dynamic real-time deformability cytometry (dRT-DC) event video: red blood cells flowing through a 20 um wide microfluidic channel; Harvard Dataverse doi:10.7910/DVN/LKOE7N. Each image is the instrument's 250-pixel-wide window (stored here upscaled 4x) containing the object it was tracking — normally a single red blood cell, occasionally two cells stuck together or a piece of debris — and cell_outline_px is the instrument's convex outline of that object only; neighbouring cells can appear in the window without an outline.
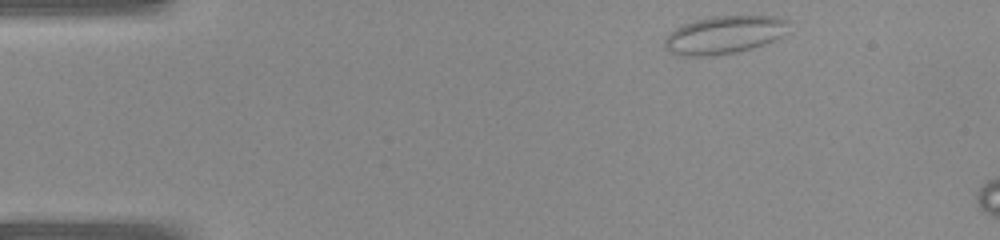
{"species": "common noctule bat (a hibernating species)", "species_latin": "Nyctalus noctula", "temperature_condition": "warm", "stored_images_in_passage": 5, "camera_frame_rate_fps": 3000, "um_per_image_px": 0.085, "animal": {"sex": "female", "body_mass_g": 22.0, "forearm_length_mm": 56.7}, "frame": {"image": 1, "passage_image": 1, "time_ms": 0.0, "image_size_px": [1000, 240], "cell_outline_px": [[788, 20], [780, 36], [764, 44], [752, 48], [736, 52], [712, 56], [680, 56], [668, 52], [664, 44], [664, 40], [680, 24], [712, 16], [776, 16]], "centroid_in_image_um": [61.48, 2.97], "position_along_channel_um": 23.5, "area_um2": 27.11}}